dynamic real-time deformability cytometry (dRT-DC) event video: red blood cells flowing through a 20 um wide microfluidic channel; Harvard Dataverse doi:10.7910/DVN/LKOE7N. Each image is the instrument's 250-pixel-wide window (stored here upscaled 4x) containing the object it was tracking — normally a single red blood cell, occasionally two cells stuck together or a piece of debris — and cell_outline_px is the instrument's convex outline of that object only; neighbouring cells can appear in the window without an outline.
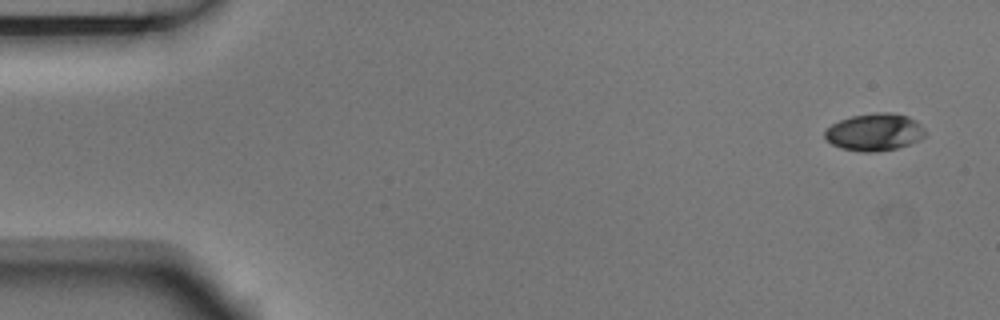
{"species": "Egyptian fruit bat (a non-hibernating species)", "species_latin": "Rousettus aegyptiacus", "temperature_condition": "room temperature", "stored_images_in_passage": 6, "camera_frame_rate_fps": 3000, "um_per_image_px": 0.085, "animal": {"sex": "male"}, "frame": {"image": 1, "passage_image": 1, "time_ms": 0.0, "image_size_px": [1000, 320], "cell_outline_px": [[924, 136], [920, 140], [896, 148], [872, 152], [860, 152], [840, 148], [832, 144], [824, 136], [824, 132], [832, 124], [840, 120], [852, 116], [876, 112], [888, 112], [908, 116], [916, 120], [920, 124], [924, 132]], "centroid_in_image_um": [74.32, 11.23], "position_along_channel_um": 10.7, "area_um2": 21.68}}
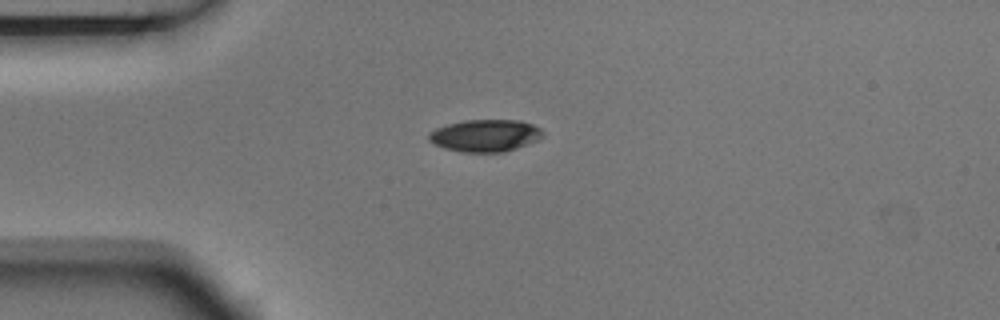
{"frame": {"image": 2, "passage_image": 4, "time_ms": 1.0, "image_size_px": [1000, 320], "cell_outline_px": [[544, 136], [528, 144], [504, 152], [460, 152], [444, 148], [428, 140], [428, 132], [436, 128], [448, 124], [464, 120], [520, 120], [532, 124], [540, 128], [544, 132]], "centroid_in_image_um": [41.24, 11.52], "position_along_channel_um": 43.8, "area_um2": 21.44}}
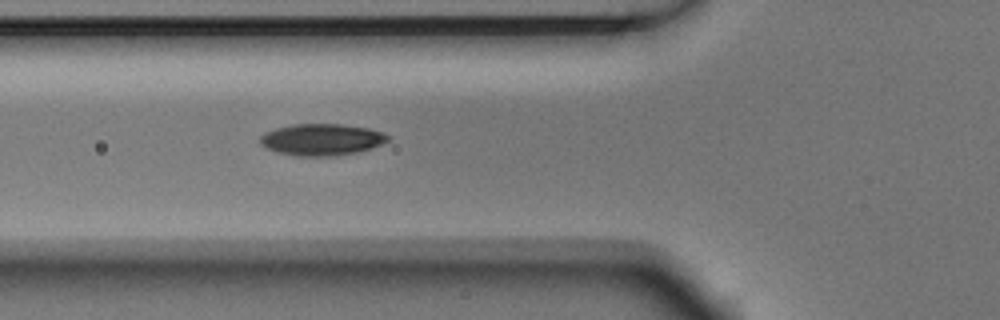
{"frame": {"image": 3, "passage_image": 6, "time_ms": 1.667, "image_size_px": [1000, 320], "cell_outline_px": [[388, 140], [380, 144], [360, 152], [332, 156], [296, 156], [280, 152], [268, 148], [260, 144], [260, 136], [264, 132], [276, 128], [292, 124], [340, 124], [368, 128], [384, 132], [388, 136]], "centroid_in_image_um": [27.33, 11.86], "position_along_channel_um": 98.5, "area_um2": 23.47}}